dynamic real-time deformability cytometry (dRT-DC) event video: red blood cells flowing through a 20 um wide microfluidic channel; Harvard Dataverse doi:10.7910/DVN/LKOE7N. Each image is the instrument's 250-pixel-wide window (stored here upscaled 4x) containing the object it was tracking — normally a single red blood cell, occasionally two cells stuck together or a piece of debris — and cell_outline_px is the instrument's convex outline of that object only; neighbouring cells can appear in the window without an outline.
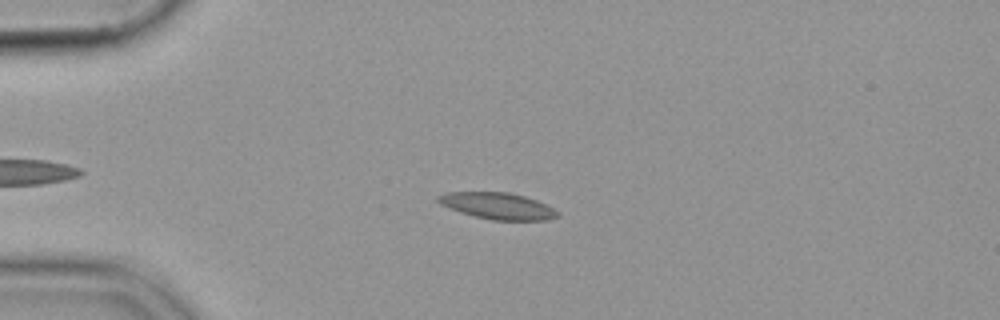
{"species": "common noctule bat (a hibernating species)", "species_latin": "Nyctalus noctula", "temperature_condition": "cold", "stored_images_in_passage": 55, "camera_frame_rate_fps": 3000, "um_per_image_px": 0.085, "animal": {"sex": "female", "body_mass_g": 19.9}, "frame": {"image": 1, "passage_image": 14, "time_ms": 4.333, "image_size_px": [1000, 320], "cell_outline_px": [[560, 216], [548, 220], [492, 220], [460, 212], [440, 204], [436, 200], [436, 196], [448, 192], [508, 192], [524, 196], [536, 200], [560, 212]], "centroid_in_image_um": [42.3, 17.5], "position_along_channel_um": 42.7, "area_um2": 18.38}}
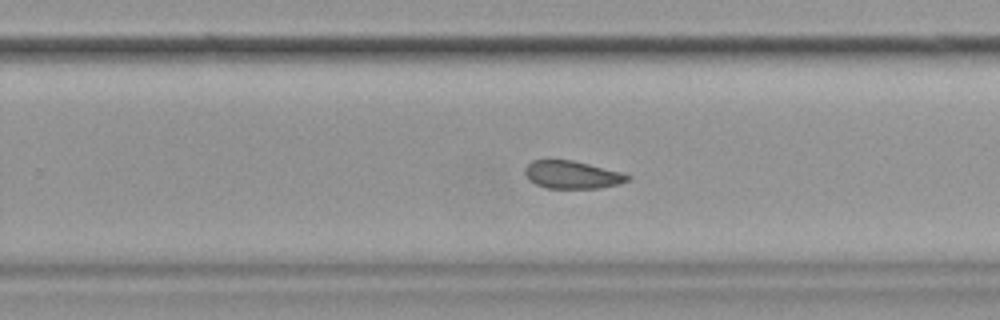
{"frame": {"image": 2, "passage_image": 36, "time_ms": 11.667, "image_size_px": [1000, 320], "cell_outline_px": [[632, 180], [620, 184], [600, 188], [548, 188], [536, 184], [528, 180], [524, 172], [524, 168], [532, 160], [572, 160], [620, 172], [632, 176]], "centroid_in_image_um": [48.64, 14.86], "position_along_channel_um": 281.2, "area_um2": 16.65}}
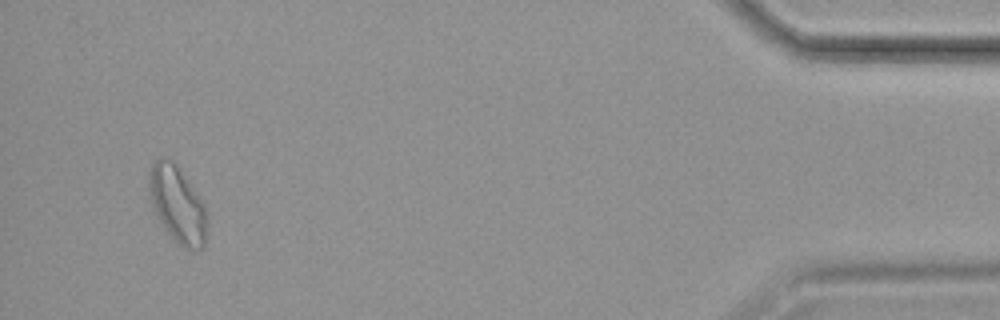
{"frame": {"image": 3, "passage_image": 53, "time_ms": 17.333, "image_size_px": [1000, 320], "cell_outline_px": [[208, 224], [204, 244], [200, 248], [184, 248], [168, 232], [160, 220], [152, 204], [148, 192], [148, 176], [152, 164], [160, 156], [168, 156], [176, 164], [204, 204], [208, 212]], "centroid_in_image_um": [15.08, 17.32], "position_along_channel_um": 420.1, "area_um2": 25.66}}